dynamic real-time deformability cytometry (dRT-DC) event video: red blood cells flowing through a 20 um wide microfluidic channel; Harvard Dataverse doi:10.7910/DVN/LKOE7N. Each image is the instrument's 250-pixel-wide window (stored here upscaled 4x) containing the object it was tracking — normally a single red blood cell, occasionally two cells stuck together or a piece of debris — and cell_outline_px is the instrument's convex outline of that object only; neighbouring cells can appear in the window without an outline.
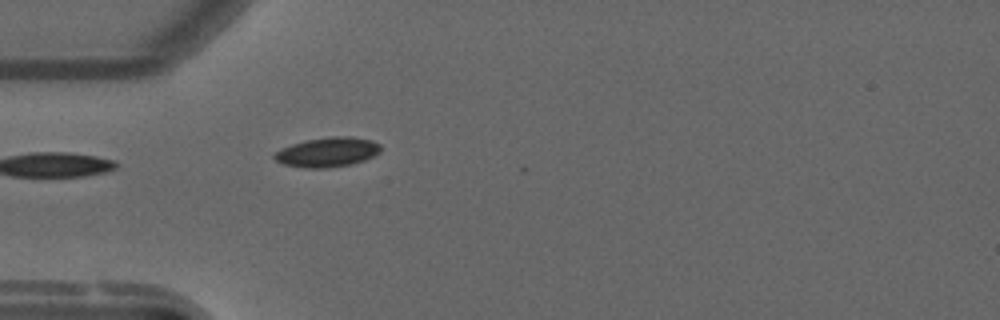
{"species": "common noctule bat (a hibernating species)", "species_latin": "Nyctalus noctula", "temperature_condition": "warm", "stored_images_in_passage": 14, "camera_frame_rate_fps": 3000, "um_per_image_px": 0.085, "animal": {"sex": "male", "forearm_length_mm": 52.5}, "frame": {"image": 1, "passage_image": 1, "time_ms": 0.0, "image_size_px": [1000, 320], "cell_outline_px": [[380, 152], [364, 160], [348, 164], [324, 168], [308, 168], [284, 164], [276, 160], [272, 156], [276, 152], [292, 144], [304, 140], [332, 136], [352, 136], [372, 140], [380, 144]], "centroid_in_image_um": [27.85, 12.91], "position_along_channel_um": 57.2, "area_um2": 18.09}}
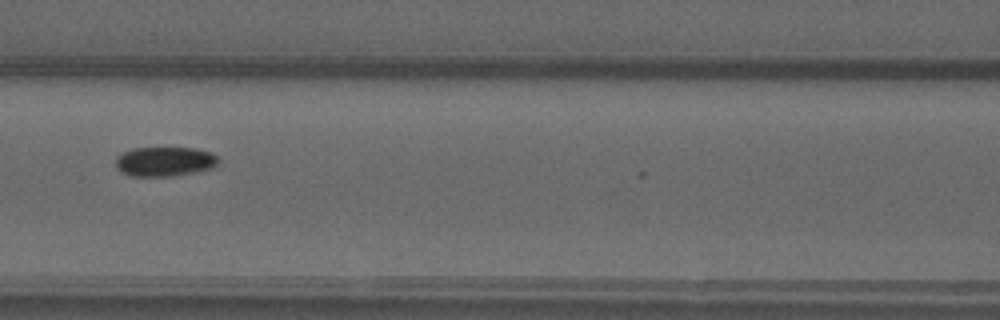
{"frame": {"image": 2, "passage_image": 9, "time_ms": 2.667, "image_size_px": [1000, 320], "cell_outline_px": [[220, 160], [212, 168], [196, 172], [172, 176], [128, 176], [120, 172], [116, 168], [116, 156], [120, 152], [132, 148], [196, 148], [212, 152]], "centroid_in_image_um": [13.96, 13.73], "position_along_channel_um": 152.6, "area_um2": 17.98}}